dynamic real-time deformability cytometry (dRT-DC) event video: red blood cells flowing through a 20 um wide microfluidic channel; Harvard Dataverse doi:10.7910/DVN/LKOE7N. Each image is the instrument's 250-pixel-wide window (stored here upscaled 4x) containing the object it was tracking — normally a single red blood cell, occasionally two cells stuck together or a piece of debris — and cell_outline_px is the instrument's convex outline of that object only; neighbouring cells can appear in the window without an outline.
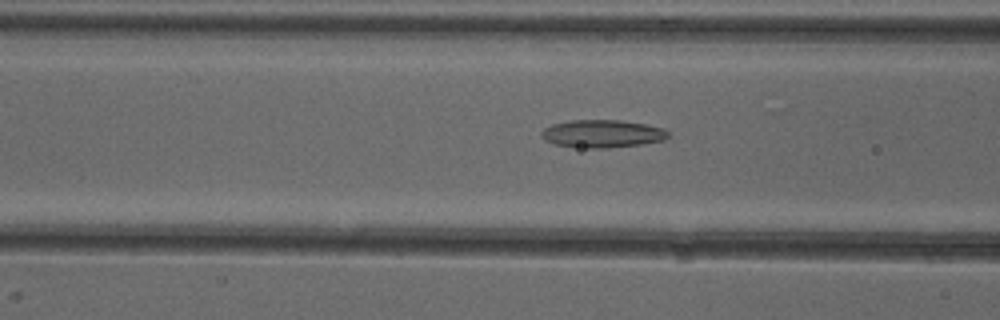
{"species": "common noctule bat (a hibernating species)", "species_latin": "Nyctalus noctula", "temperature_condition": "cold", "stored_images_in_passage": 51, "camera_frame_rate_fps": 3000, "um_per_image_px": 0.085, "animal": {"sex": "female"}, "frame": {"image": 1, "passage_image": 20, "time_ms": 6.333, "image_size_px": [1000, 320], "cell_outline_px": [[668, 136], [664, 140], [644, 144], [604, 148], [580, 148], [556, 144], [544, 140], [540, 136], [540, 132], [544, 128], [552, 124], [568, 120], [620, 120], [648, 124], [664, 128], [668, 132]], "centroid_in_image_um": [51.19, 11.36], "position_along_channel_um": 115.4, "area_um2": 20.75}}
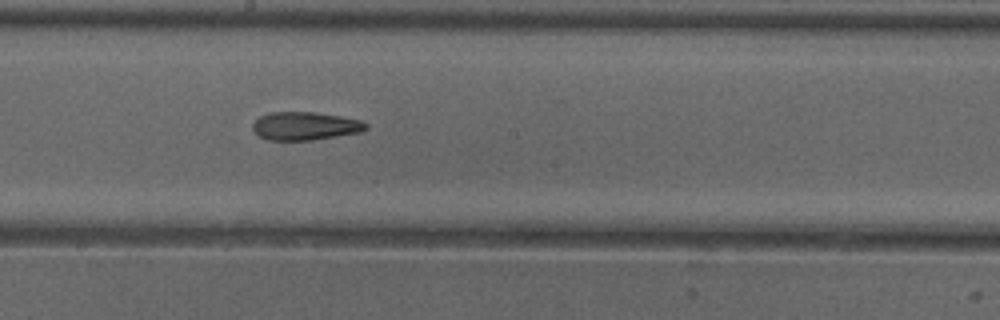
{"frame": {"image": 2, "passage_image": 28, "time_ms": 9.0, "image_size_px": [1000, 320], "cell_outline_px": [[368, 128], [360, 132], [312, 140], [268, 140], [260, 136], [252, 128], [252, 124], [260, 116], [268, 112], [312, 112], [340, 116], [360, 120], [368, 124]], "centroid_in_image_um": [25.93, 10.7], "position_along_channel_um": 222.3, "area_um2": 18.5}}
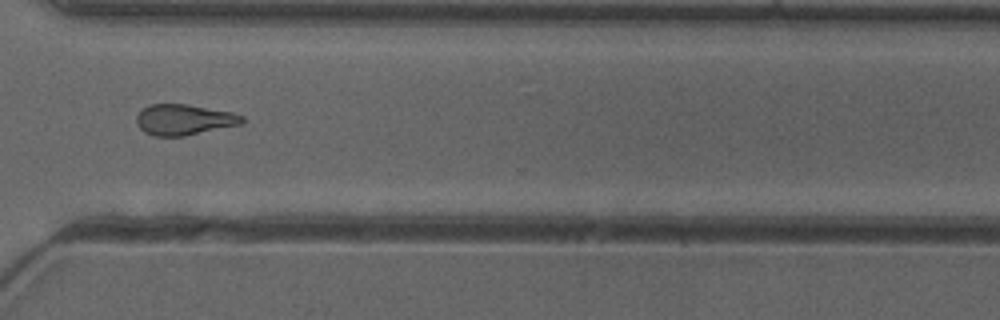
{"frame": {"image": 3, "passage_image": 38, "time_ms": 12.333, "image_size_px": [1000, 320], "cell_outline_px": [[244, 120], [240, 124], [184, 136], [152, 136], [144, 132], [136, 124], [136, 116], [148, 104], [188, 104], [232, 112], [244, 116]], "centroid_in_image_um": [15.61, 10.17], "position_along_channel_um": 355.0, "area_um2": 18.9}, "authors_computed_cell_mechanics": {"area_um2": 19.074, "velocity_mm_per_s": 3.9909, "shape_relaxation_time_tau1_ms": 7.3966, "shape_relaxation_time_tau2_ms": 4.4016, "deformation_change_tau1": 0.1917, "deformation_change_tau2": 0.1521}}